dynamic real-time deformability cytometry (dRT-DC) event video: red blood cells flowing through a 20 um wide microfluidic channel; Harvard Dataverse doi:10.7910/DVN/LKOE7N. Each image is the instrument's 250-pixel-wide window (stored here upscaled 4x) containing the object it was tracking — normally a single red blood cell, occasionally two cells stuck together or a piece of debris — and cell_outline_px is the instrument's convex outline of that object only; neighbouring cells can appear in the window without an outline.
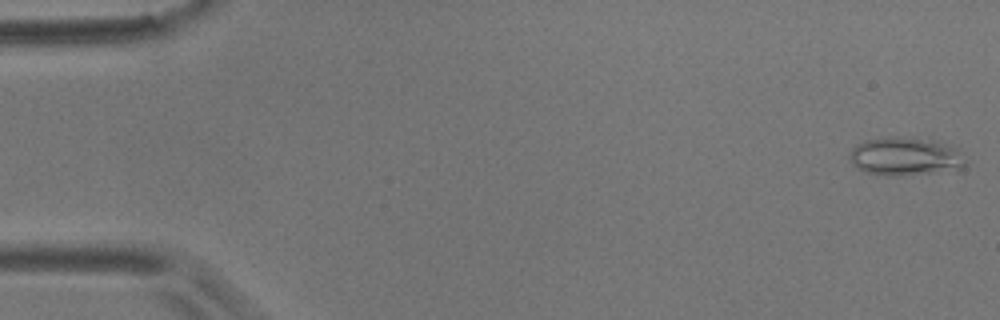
{"species": "common noctule bat (a hibernating species)", "species_latin": "Nyctalus noctula", "temperature_condition": "room temperature", "stored_images_in_passage": 22, "camera_frame_rate_fps": 3000, "um_per_image_px": 0.085, "animal": {"sex": "male", "body_mass_g": 17.9}, "frame": {"image": 1, "passage_image": 1, "time_ms": 0.0, "image_size_px": [1000, 320], "cell_outline_px": [[968, 164], [964, 168], [932, 172], [888, 176], [868, 172], [856, 168], [852, 164], [848, 156], [852, 148], [856, 144], [864, 140], [892, 136], [936, 140], [956, 148], [960, 152]], "centroid_in_image_um": [76.93, 13.28], "position_along_channel_um": 8.1, "area_um2": 25.84}}
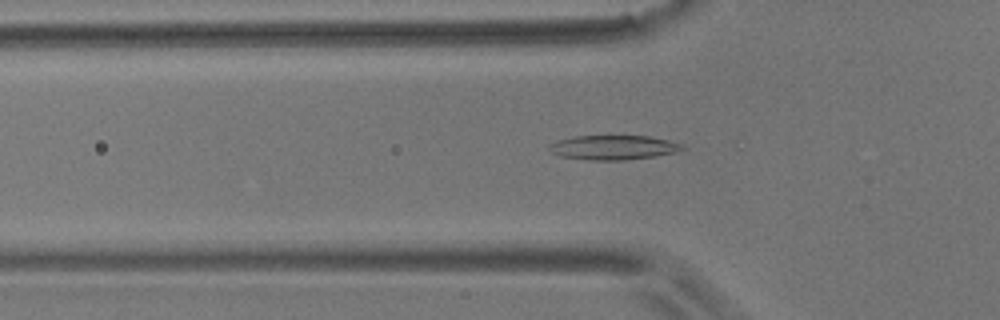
{"frame": {"image": 2, "passage_image": 18, "time_ms": 5.667, "image_size_px": [1000, 320], "cell_outline_px": [[688, 148], [676, 152], [656, 156], [624, 160], [592, 160], [560, 156], [552, 152], [548, 148], [548, 144], [572, 136], [648, 136], [668, 140], [684, 144]], "centroid_in_image_um": [52.18, 12.53], "position_along_channel_um": 73.6, "area_um2": 19.02}}
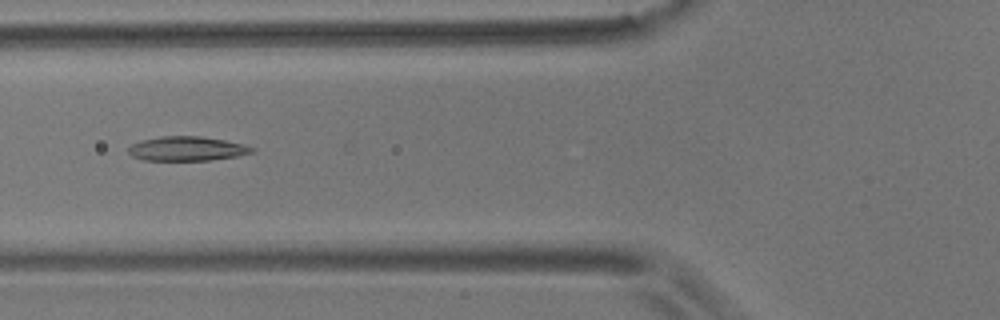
{"frame": {"image": 3, "passage_image": 21, "time_ms": 6.667, "image_size_px": [1000, 320], "cell_outline_px": [[256, 152], [236, 156], [208, 160], [144, 160], [132, 156], [128, 152], [128, 148], [132, 144], [140, 140], [160, 136], [200, 136], [224, 140], [244, 144], [256, 148]], "centroid_in_image_um": [15.9, 12.63], "position_along_channel_um": 109.9, "area_um2": 17.57}}